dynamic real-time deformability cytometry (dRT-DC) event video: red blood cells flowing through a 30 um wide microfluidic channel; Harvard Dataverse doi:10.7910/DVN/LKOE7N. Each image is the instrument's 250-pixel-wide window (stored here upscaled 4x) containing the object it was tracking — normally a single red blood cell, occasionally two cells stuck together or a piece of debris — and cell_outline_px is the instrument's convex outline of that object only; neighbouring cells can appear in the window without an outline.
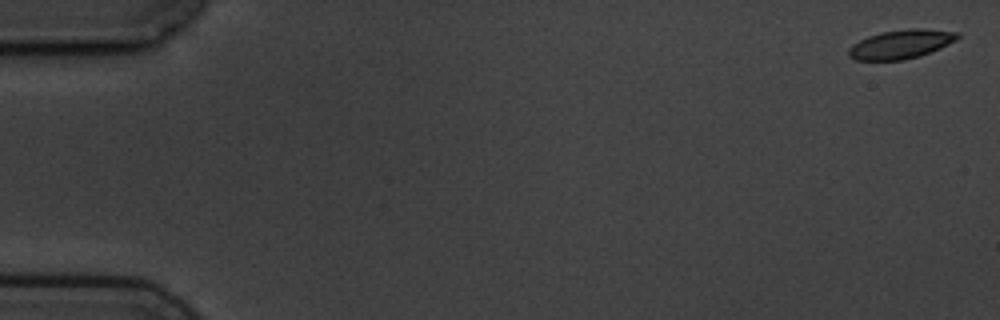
{"species": "common noctule bat (a hibernating species)", "species_latin": "Nyctalus noctula", "temperature_condition": "cold", "stored_images_in_passage": 6, "camera_frame_rate_fps": 3000, "um_per_image_px": 0.085, "animal": {"sex": "male", "body_mass_g": 19.5, "forearm_length_mm": 54.6}, "frame": {"image": 1, "passage_image": 1, "time_ms": 0.0, "image_size_px": [1000, 320], "cell_outline_px": [[960, 36], [956, 40], [940, 48], [920, 56], [904, 60], [856, 60], [848, 56], [848, 48], [852, 44], [868, 36], [880, 32], [912, 28], [924, 28], [960, 32]], "centroid_in_image_um": [76.58, 3.75], "position_along_channel_um": 8.4, "area_um2": 18.5}}
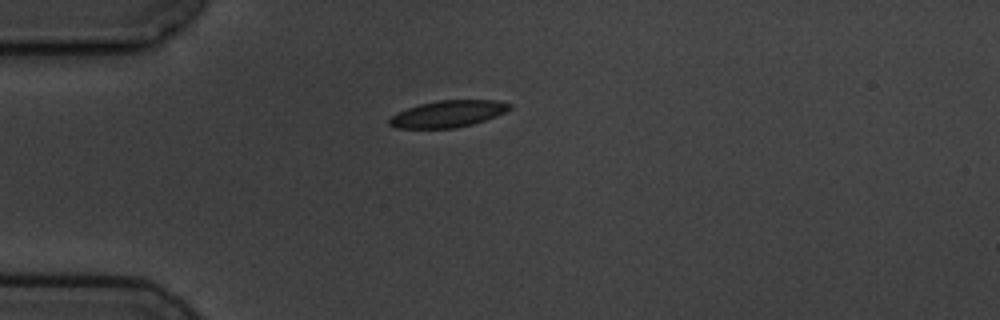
{"frame": {"image": 2, "passage_image": 4, "time_ms": 4.667, "image_size_px": [1000, 320], "cell_outline_px": [[512, 108], [496, 116], [472, 124], [456, 128], [396, 128], [388, 124], [388, 120], [396, 112], [420, 104], [436, 100], [496, 100], [512, 104]], "centroid_in_image_um": [38.07, 9.67], "position_along_channel_um": 46.9, "area_um2": 18.73}}
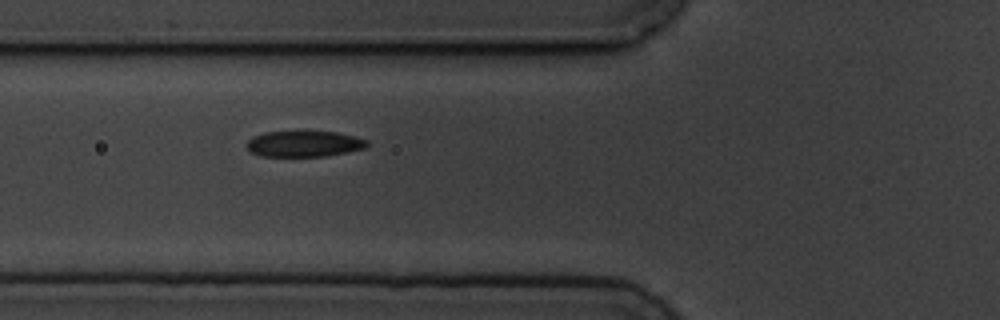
{"frame": {"image": 3, "passage_image": 6, "time_ms": 6.667, "image_size_px": [1000, 320], "cell_outline_px": [[368, 144], [364, 148], [328, 156], [260, 156], [252, 152], [248, 148], [248, 140], [252, 136], [264, 132], [336, 132], [368, 140]], "centroid_in_image_um": [25.83, 12.23], "position_along_channel_um": 100.0, "area_um2": 17.92}}